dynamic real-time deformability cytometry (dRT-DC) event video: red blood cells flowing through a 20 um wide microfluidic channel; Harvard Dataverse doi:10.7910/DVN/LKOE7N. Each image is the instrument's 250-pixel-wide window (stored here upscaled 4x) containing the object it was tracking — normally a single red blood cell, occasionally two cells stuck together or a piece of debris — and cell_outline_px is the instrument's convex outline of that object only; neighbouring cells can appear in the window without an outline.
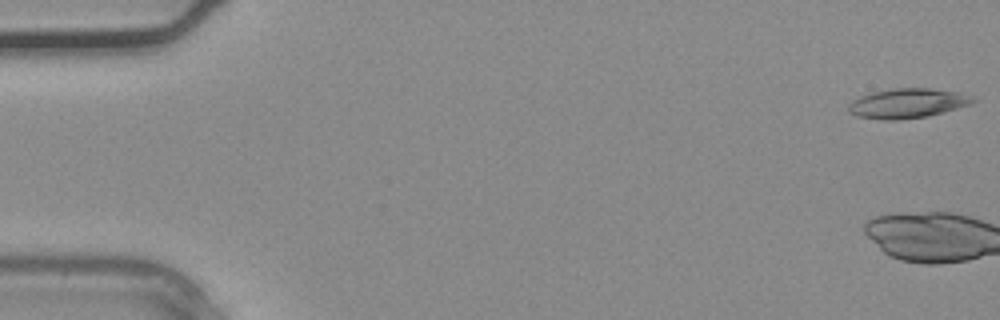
{"species": "common noctule bat (a hibernating species)", "species_latin": "Nyctalus noctula", "temperature_condition": "warm", "stored_images_in_passage": 26, "camera_frame_rate_fps": 3000, "um_per_image_px": 0.085, "animal": {"sex": "male", "body_mass_g": 20.4}, "frame": {"image": 1, "passage_image": 1, "time_ms": 0.0, "image_size_px": [1000, 320], "cell_outline_px": [[976, 100], [968, 104], [956, 108], [928, 116], [900, 120], [884, 120], [856, 116], [848, 112], [848, 104], [852, 100], [860, 96], [872, 92], [896, 88], [928, 88], [960, 92]], "centroid_in_image_um": [77.06, 8.78], "position_along_channel_um": 7.9, "area_um2": 21.33}}